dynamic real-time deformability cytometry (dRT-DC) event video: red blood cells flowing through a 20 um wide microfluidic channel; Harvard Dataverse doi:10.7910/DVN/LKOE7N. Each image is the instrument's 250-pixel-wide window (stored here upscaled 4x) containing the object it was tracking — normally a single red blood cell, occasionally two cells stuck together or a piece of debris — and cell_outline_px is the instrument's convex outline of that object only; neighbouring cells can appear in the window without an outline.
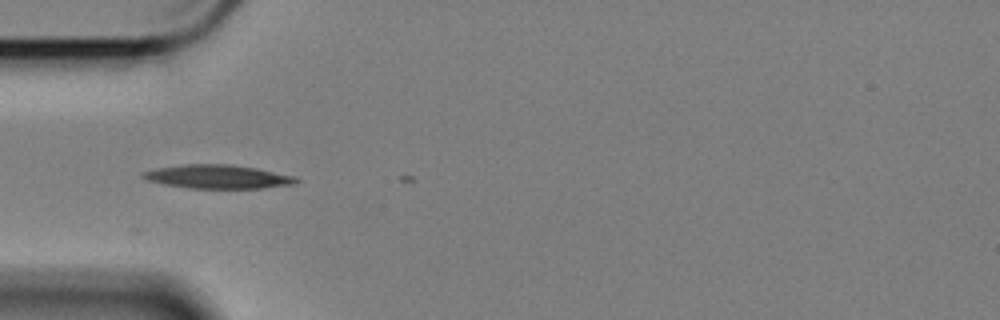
{"species": "Egyptian fruit bat (a non-hibernating species)", "species_latin": "Rousettus aegyptiacus", "temperature_condition": "cold", "stored_images_in_passage": 3, "camera_frame_rate_fps": 3000, "um_per_image_px": 0.085, "animal": {"sex": "female"}, "frame": {"image": 1, "passage_image": 2, "time_ms": 0.333, "image_size_px": [1000, 320], "cell_outline_px": [[300, 180], [296, 184], [264, 188], [188, 188], [164, 184], [148, 180], [140, 176], [140, 172], [156, 168], [184, 164], [232, 164], [256, 168], [296, 176]], "centroid_in_image_um": [18.53, 15.01], "position_along_channel_um": 66.5, "area_um2": 21.33}}